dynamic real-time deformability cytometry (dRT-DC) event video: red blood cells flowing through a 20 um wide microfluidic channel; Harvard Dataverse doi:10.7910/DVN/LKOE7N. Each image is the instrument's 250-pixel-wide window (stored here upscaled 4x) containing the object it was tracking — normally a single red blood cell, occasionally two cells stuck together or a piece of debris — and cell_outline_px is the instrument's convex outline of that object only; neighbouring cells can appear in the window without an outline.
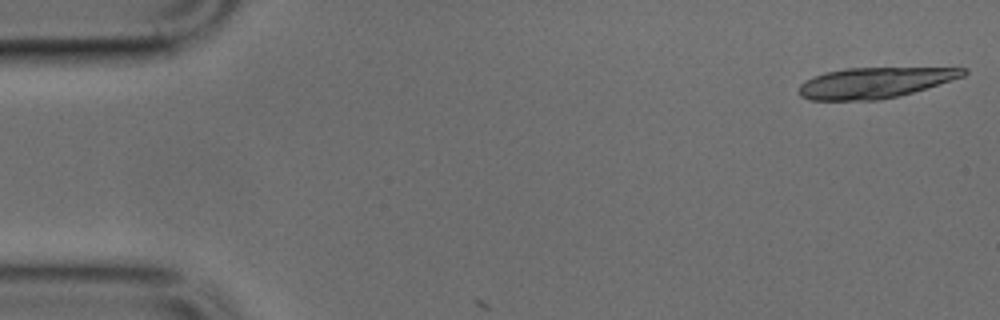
{"species": "common noctule bat (a hibernating species)", "species_latin": "Nyctalus noctula", "temperature_condition": "cold", "stored_images_in_passage": 4, "camera_frame_rate_fps": 3000, "um_per_image_px": 0.085, "animal": {"sex": "male", "body_mass_g": 17.9, "forearm_length_mm": 54.2}, "frame": {"image": 1, "passage_image": 1, "time_ms": 0.0, "image_size_px": [1000, 320], "cell_outline_px": [[968, 72], [964, 76], [900, 96], [880, 100], [812, 100], [800, 96], [800, 84], [816, 76], [828, 72], [844, 68], [968, 68]], "centroid_in_image_um": [74.38, 7.03], "position_along_channel_um": 10.6, "area_um2": 29.02}}